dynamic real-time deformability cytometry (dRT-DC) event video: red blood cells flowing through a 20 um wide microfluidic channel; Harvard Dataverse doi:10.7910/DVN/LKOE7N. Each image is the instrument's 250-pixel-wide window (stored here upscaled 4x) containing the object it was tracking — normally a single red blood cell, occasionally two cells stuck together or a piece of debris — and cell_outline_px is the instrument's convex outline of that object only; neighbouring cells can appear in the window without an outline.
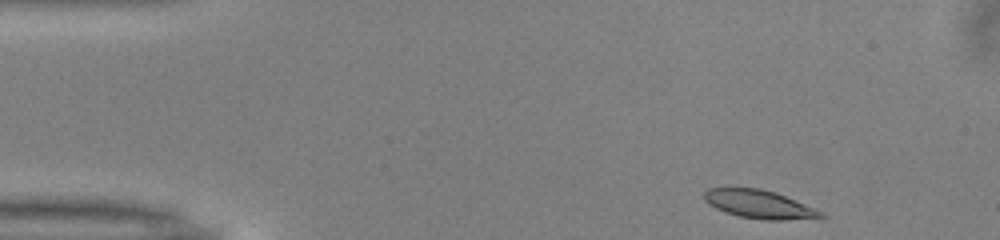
{"species": "common noctule bat (a hibernating species)", "species_latin": "Nyctalus noctula", "temperature_condition": "warm", "stored_images_in_passage": 47, "segment_of_instrument_passage": [1, 2], "camera_frame_rate_fps": 3000, "um_per_image_px": 0.085, "animal": {"sex": "male", "body_mass_g": 13.0, "forearm_length_mm": 53.1}, "frame": {"image": 1, "passage_image": 1, "time_ms": 0.0, "image_size_px": [1000, 240], "cell_outline_px": [[828, 216], [820, 220], [764, 220], [740, 216], [724, 212], [708, 204], [704, 200], [704, 192], [708, 188], [760, 188], [776, 192], [824, 212]], "centroid_in_image_um": [64.64, 17.39], "position_along_channel_um": 20.4, "area_um2": 19.71}}
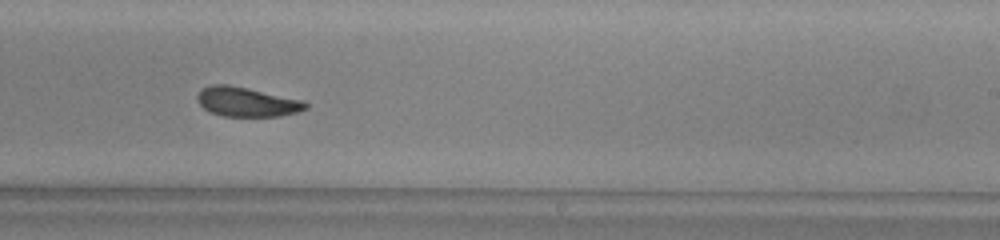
{"frame": {"image": 2, "passage_image": 26, "time_ms": 8.333, "image_size_px": [1000, 240], "cell_outline_px": [[308, 108], [296, 112], [280, 116], [224, 116], [212, 112], [204, 108], [196, 100], [196, 96], [200, 88], [212, 84], [228, 84], [248, 88], [304, 100], [308, 104]], "centroid_in_image_um": [20.96, 8.64], "position_along_channel_um": 268.0, "area_um2": 18.67}}
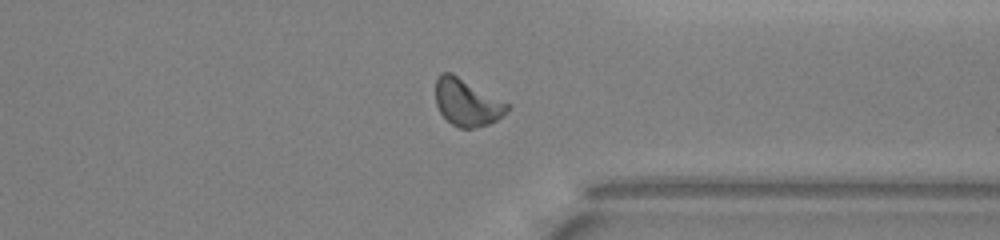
{"frame": {"image": 3, "passage_image": 34, "time_ms": 11.0, "image_size_px": [1000, 240], "cell_outline_px": [[512, 108], [496, 120], [488, 124], [472, 128], [460, 128], [452, 124], [440, 112], [436, 104], [436, 80], [440, 72], [452, 72], [512, 104]], "centroid_in_image_um": [39.73, 8.68], "position_along_channel_um": 371.7, "area_um2": 19.94}}